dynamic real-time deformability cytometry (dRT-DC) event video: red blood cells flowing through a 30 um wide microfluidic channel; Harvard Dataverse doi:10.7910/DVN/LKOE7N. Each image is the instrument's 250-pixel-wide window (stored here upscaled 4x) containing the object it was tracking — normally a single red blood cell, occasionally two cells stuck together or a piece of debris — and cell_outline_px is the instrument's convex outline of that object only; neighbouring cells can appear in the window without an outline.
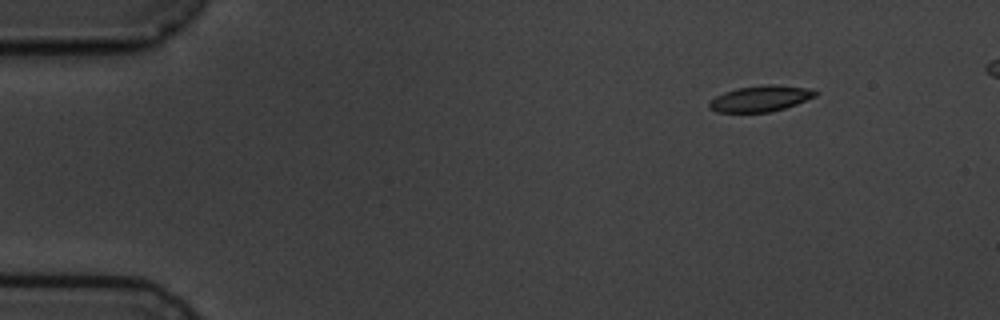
{"species": "common noctule bat (a hibernating species)", "species_latin": "Nyctalus noctula", "temperature_condition": "cold", "stored_images_in_passage": 5, "camera_frame_rate_fps": 3000, "um_per_image_px": 0.085, "animal": {"sex": "male", "body_mass_g": 19.5, "forearm_length_mm": 54.6}, "frame": {"image": 1, "passage_image": 1, "time_ms": 0.0, "image_size_px": [1000, 320], "cell_outline_px": [[820, 92], [816, 96], [796, 104], [784, 108], [768, 112], [716, 112], [708, 108], [708, 104], [716, 96], [724, 92], [736, 88], [764, 84], [772, 84], [808, 88]], "centroid_in_image_um": [64.64, 8.37], "position_along_channel_um": 20.4, "area_um2": 16.07}}
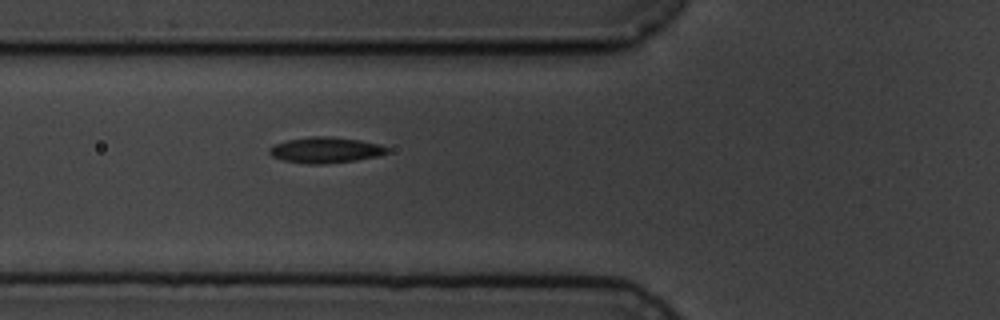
{"frame": {"image": 2, "passage_image": 5, "time_ms": 4.667, "image_size_px": [1000, 320], "cell_outline_px": [[388, 152], [380, 156], [356, 160], [324, 164], [308, 164], [284, 160], [272, 156], [268, 152], [268, 148], [276, 144], [288, 140], [308, 136], [332, 136], [360, 140], [380, 144], [388, 148]], "centroid_in_image_um": [27.69, 12.75], "position_along_channel_um": 98.1, "area_um2": 17.8}}